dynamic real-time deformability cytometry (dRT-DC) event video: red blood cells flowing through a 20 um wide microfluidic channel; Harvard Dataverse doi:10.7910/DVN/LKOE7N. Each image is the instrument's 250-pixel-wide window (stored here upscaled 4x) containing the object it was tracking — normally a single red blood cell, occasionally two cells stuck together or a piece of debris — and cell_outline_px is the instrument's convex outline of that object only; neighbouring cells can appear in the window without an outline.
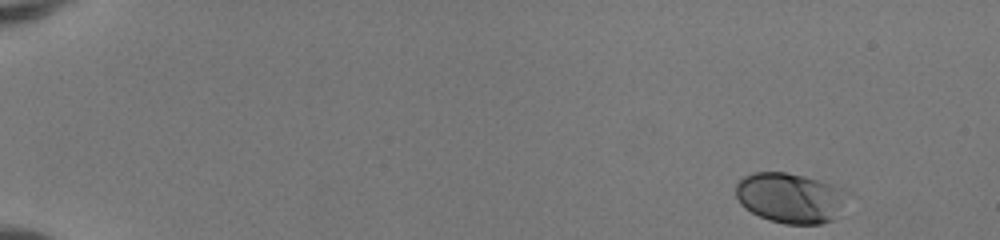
{"species": "human", "species_latin": "Homo sapiens", "temperature_condition": "room temperature", "stored_images_in_passage": 48, "camera_frame_rate_fps": 3000, "um_per_image_px": 0.085, "donor": {"sex": "female"}, "frame": {"image": 1, "passage_image": 1, "time_ms": 0.0, "image_size_px": [1000, 240], "cell_outline_px": [[856, 196], [832, 220], [820, 224], [784, 224], [768, 220], [744, 208], [740, 204], [736, 196], [736, 184], [744, 176], [752, 172], [784, 172], [804, 176], [832, 184], [844, 188], [852, 192]], "centroid_in_image_um": [67.28, 16.82], "position_along_channel_um": 17.7, "area_um2": 33.58}}
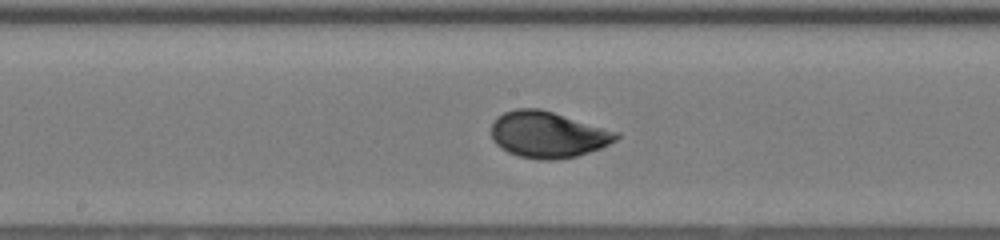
{"frame": {"image": 2, "passage_image": 26, "time_ms": 8.333, "image_size_px": [1000, 240], "cell_outline_px": [[620, 136], [616, 140], [600, 148], [576, 156], [552, 160], [540, 160], [520, 156], [508, 152], [500, 148], [496, 144], [492, 136], [492, 124], [496, 116], [504, 112], [516, 108], [540, 108], [620, 132]], "centroid_in_image_um": [46.56, 11.43], "position_along_channel_um": 201.6, "area_um2": 33.7}}
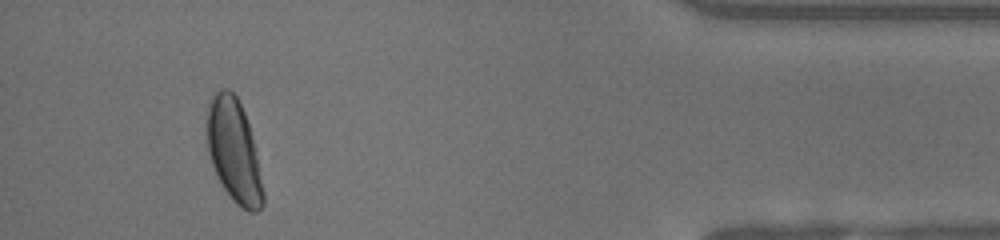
{"frame": {"image": 3, "passage_image": 45, "time_ms": 14.667, "image_size_px": [1000, 240], "cell_outline_px": [[264, 204], [256, 212], [248, 212], [236, 204], [228, 196], [212, 164], [208, 152], [208, 104], [212, 96], [220, 88], [228, 88], [236, 96], [244, 112], [248, 124], [256, 156], [264, 192]], "centroid_in_image_um": [19.89, 12.86], "position_along_channel_um": 415.3, "area_um2": 33.06}, "authors_computed_cell_mechanics": {"area_um2": 32.3969, "velocity_mm_per_s": 4.0837, "shape_relaxation_time_tau1_ms": 3.1849, "shape_relaxation_time_tau2_ms": null, "deformation_change_tau1": 0.1356, "deformation_change_tau2": null}}